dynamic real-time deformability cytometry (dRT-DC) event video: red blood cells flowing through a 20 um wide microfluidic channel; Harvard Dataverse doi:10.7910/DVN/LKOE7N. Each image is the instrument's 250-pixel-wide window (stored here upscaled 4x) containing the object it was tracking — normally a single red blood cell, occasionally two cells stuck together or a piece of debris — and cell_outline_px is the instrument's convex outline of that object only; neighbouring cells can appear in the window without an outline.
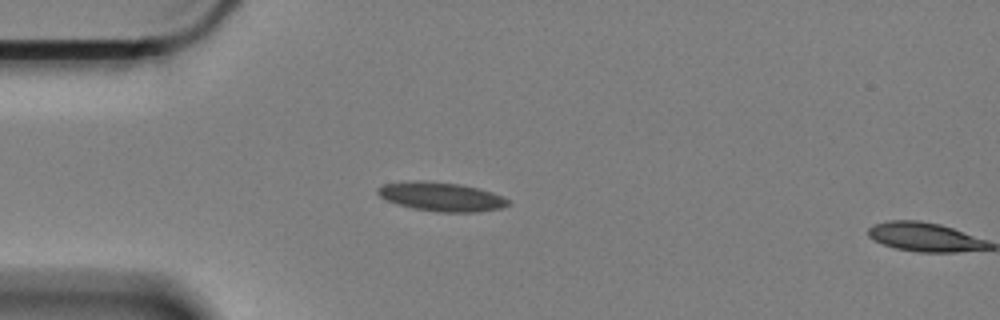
{"species": "Egyptian fruit bat (a non-hibernating species)", "species_latin": "Rousettus aegyptiacus", "temperature_condition": "cold", "stored_images_in_passage": 11, "camera_frame_rate_fps": 3000, "um_per_image_px": 0.085, "animal": {"sex": "female"}, "frame": {"image": 1, "passage_image": 10, "time_ms": 3.0, "image_size_px": [1000, 320], "cell_outline_px": [[512, 204], [500, 208], [476, 212], [436, 212], [412, 208], [388, 200], [380, 196], [376, 192], [376, 188], [384, 184], [416, 180], [424, 180], [460, 184], [480, 188], [504, 196], [512, 200]], "centroid_in_image_um": [37.57, 16.71], "position_along_channel_um": 47.4, "area_um2": 22.2}}